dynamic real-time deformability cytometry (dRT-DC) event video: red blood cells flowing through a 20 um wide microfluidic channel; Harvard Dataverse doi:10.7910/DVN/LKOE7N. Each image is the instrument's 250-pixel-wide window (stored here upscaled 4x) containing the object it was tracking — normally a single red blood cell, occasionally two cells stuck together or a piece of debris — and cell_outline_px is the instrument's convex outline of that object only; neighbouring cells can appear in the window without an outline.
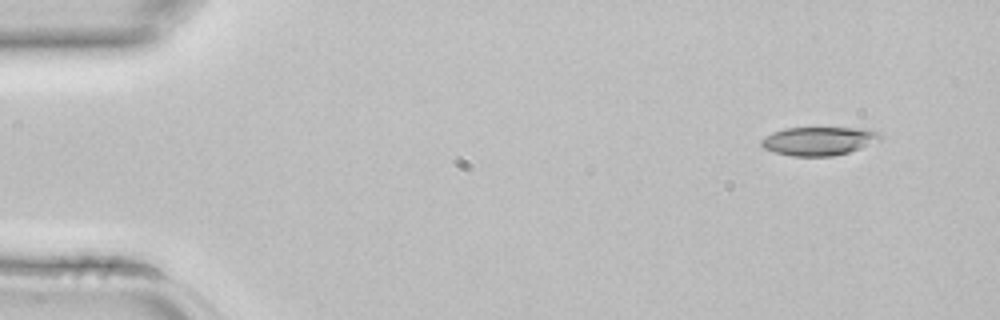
{"species": "common noctule bat (a hibernating species)", "species_latin": "Nyctalus noctula", "temperature_condition": "room temperature", "stored_images_in_passage": 4, "camera_frame_rate_fps": 3000, "um_per_image_px": 0.085, "animal": {"sex": "female", "body_mass_g": 22.7, "forearm_length_mm": 54.2}, "frame": {"image": 1, "passage_image": 1, "time_ms": 0.0, "image_size_px": [1000, 320], "cell_outline_px": [[884, 136], [880, 140], [860, 148], [848, 152], [832, 156], [792, 156], [776, 152], [764, 148], [760, 144], [760, 140], [764, 136], [772, 132], [784, 128], [872, 128], [880, 132]], "centroid_in_image_um": [69.63, 11.97], "position_along_channel_um": 15.4, "area_um2": 19.94}}
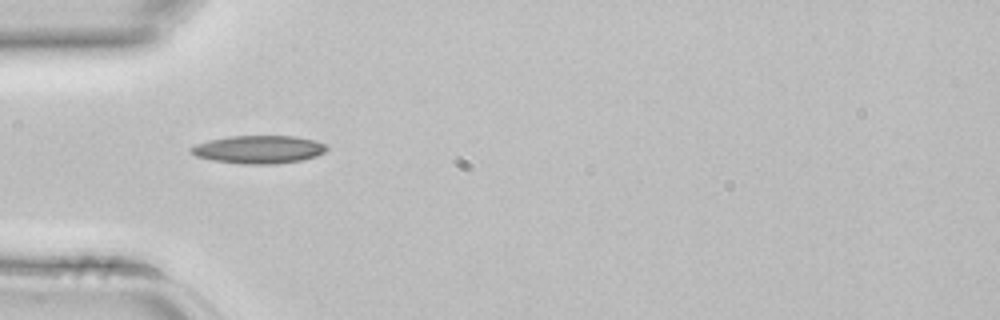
{"frame": {"image": 2, "passage_image": 4, "time_ms": 1.0, "image_size_px": [1000, 320], "cell_outline_px": [[328, 148], [324, 152], [316, 156], [300, 160], [276, 164], [244, 164], [212, 160], [196, 156], [188, 152], [188, 148], [196, 144], [208, 140], [228, 136], [296, 136], [316, 140], [324, 144]], "centroid_in_image_um": [21.95, 12.7], "position_along_channel_um": 63.0, "area_um2": 22.25}}